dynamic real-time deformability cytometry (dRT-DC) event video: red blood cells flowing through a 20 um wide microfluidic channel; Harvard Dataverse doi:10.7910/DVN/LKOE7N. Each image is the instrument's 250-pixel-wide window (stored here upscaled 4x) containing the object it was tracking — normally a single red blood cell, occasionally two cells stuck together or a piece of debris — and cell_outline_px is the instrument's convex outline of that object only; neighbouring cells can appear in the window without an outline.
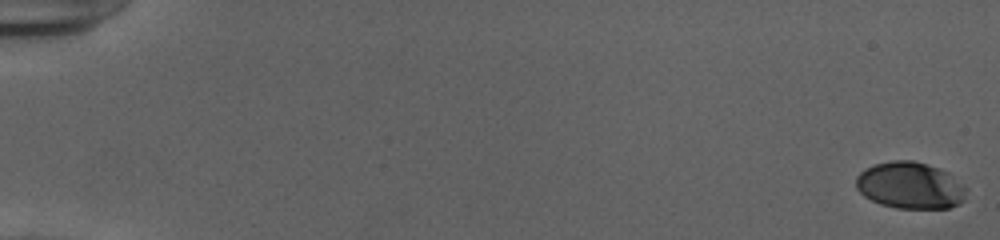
{"species": "human", "species_latin": "Homo sapiens", "temperature_condition": "cold", "stored_images_in_passage": 54, "camera_frame_rate_fps": 3000, "um_per_image_px": 0.085, "donor": {"sex": "female"}, "frame": {"image": 1, "passage_image": 1, "time_ms": 0.0, "image_size_px": [1000, 240], "cell_outline_px": [[968, 188], [964, 200], [960, 204], [948, 208], [896, 208], [880, 204], [864, 196], [856, 188], [856, 176], [864, 168], [872, 164], [892, 160], [912, 160], [928, 164], [940, 168], [948, 172]], "centroid_in_image_um": [77.37, 15.75], "position_along_channel_um": 7.6, "area_um2": 30.46}}
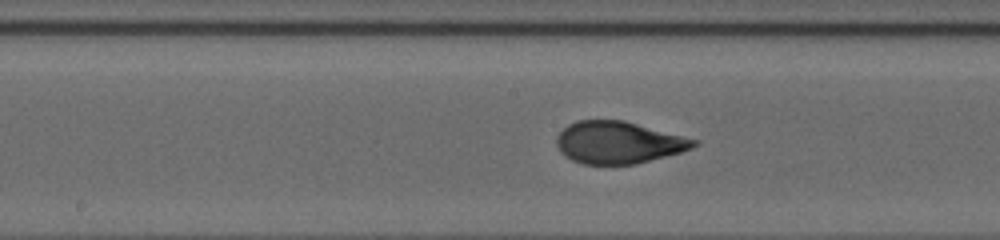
{"frame": {"image": 2, "passage_image": 30, "time_ms": 9.667, "image_size_px": [1000, 240], "cell_outline_px": [[700, 144], [692, 148], [680, 152], [636, 164], [584, 164], [572, 160], [564, 156], [560, 152], [556, 144], [556, 136], [568, 124], [576, 120], [624, 120], [700, 140]], "centroid_in_image_um": [52.57, 12.1], "position_along_channel_um": 195.6, "area_um2": 33.87}}
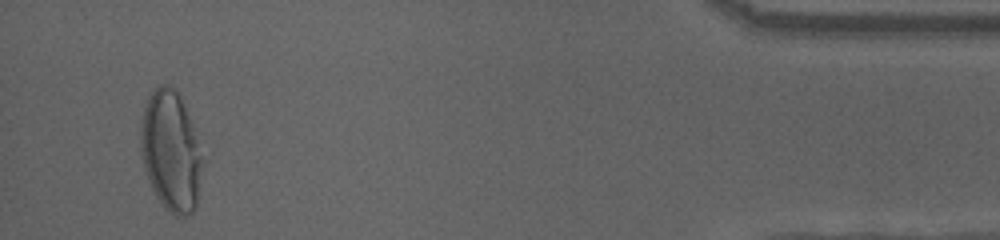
{"frame": {"image": 3, "passage_image": 52, "time_ms": 17.0, "image_size_px": [1000, 240], "cell_outline_px": [[200, 172], [196, 208], [192, 212], [184, 216], [176, 216], [164, 208], [156, 196], [148, 180], [144, 168], [140, 152], [140, 132], [144, 108], [152, 92], [160, 84], [168, 84], [180, 96], [192, 128], [200, 156]], "centroid_in_image_um": [14.46, 12.89], "position_along_channel_um": 420.7, "area_um2": 42.08}, "authors_computed_cell_mechanics": {"area_um2": 33.4373, "velocity_mm_per_s": 3.9462, "shape_relaxation_time_tau1_ms": 10.58, "shape_relaxation_time_tau2_ms": null, "deformation_change_tau1": 0.3344, "deformation_change_tau2": null}}